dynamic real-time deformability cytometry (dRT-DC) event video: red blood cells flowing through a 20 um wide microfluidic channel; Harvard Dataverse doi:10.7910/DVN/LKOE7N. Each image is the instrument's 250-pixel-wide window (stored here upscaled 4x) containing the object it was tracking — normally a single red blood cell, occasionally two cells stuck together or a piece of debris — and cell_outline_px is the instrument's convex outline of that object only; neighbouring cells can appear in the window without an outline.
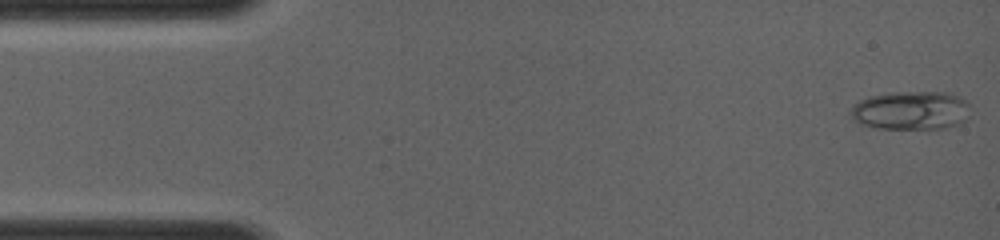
{"species": "common noctule bat (a hibernating species)", "species_latin": "Nyctalus noctula", "temperature_condition": "room temperature", "stored_images_in_passage": 52, "camera_frame_rate_fps": 4000, "um_per_image_px": 0.085, "animal": {"sex": "female", "body_mass_g": 19.0, "forearm_length_mm": 56.7}, "frame": {"image": 1, "passage_image": 1, "time_ms": 0.0, "image_size_px": [1000, 240], "cell_outline_px": [[968, 116], [960, 124], [944, 128], [876, 128], [860, 124], [852, 120], [848, 112], [860, 100], [868, 96], [892, 92], [948, 92], [964, 100], [968, 104]], "centroid_in_image_um": [77.38, 9.39], "position_along_channel_um": 7.6, "area_um2": 26.93}}
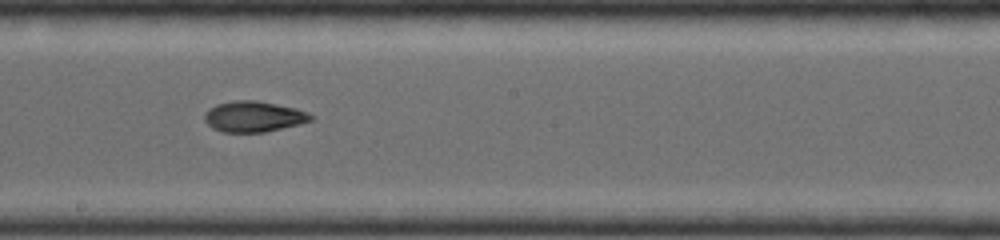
{"frame": {"image": 2, "passage_image": 29, "time_ms": 7.0, "image_size_px": [1000, 240], "cell_outline_px": [[316, 116], [312, 120], [300, 124], [264, 132], [224, 132], [212, 128], [204, 120], [204, 112], [208, 108], [216, 104], [236, 100], [256, 100], [296, 108], [308, 112]], "centroid_in_image_um": [21.56, 9.9], "position_along_channel_um": 226.6, "area_um2": 19.19}}
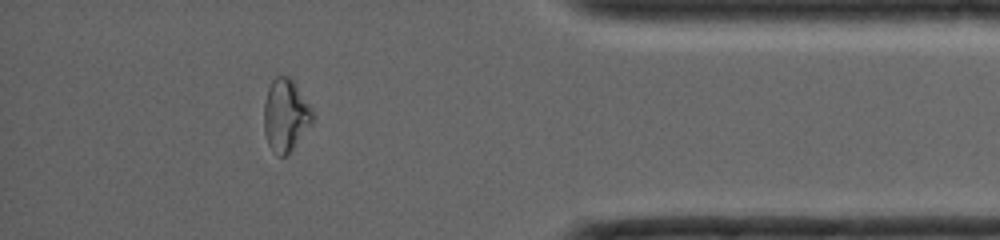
{"frame": {"image": 3, "passage_image": 46, "time_ms": 11.25, "image_size_px": [1000, 240], "cell_outline_px": [[316, 116], [312, 124], [292, 148], [284, 156], [280, 156], [268, 144], [264, 132], [264, 100], [268, 88], [272, 80], [276, 76], [288, 76], [296, 84], [312, 108]], "centroid_in_image_um": [24.29, 9.76], "position_along_channel_um": 410.9, "area_um2": 20.46}}